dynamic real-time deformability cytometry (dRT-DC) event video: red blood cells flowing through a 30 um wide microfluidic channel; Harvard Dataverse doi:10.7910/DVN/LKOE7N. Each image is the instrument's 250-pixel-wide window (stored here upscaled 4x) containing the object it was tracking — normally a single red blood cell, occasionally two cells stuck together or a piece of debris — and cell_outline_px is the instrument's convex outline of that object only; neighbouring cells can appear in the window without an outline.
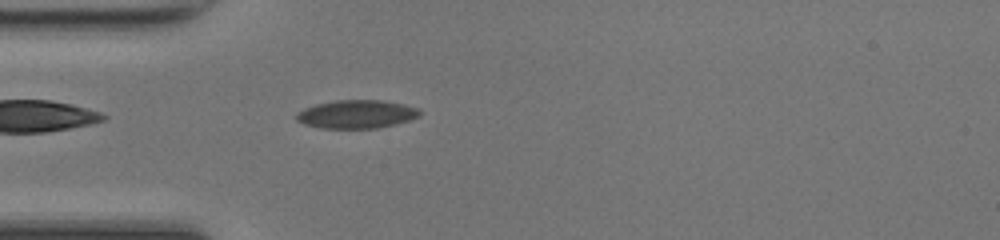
{"species": "common noctule bat (a hibernating species)", "species_latin": "Nyctalus noctula", "temperature_condition": "room temperature", "stored_images_in_passage": 36, "camera_frame_rate_fps": 3000, "um_per_image_px": 0.085, "animal": {"sex": "female", "body_mass_g": 17.0, "forearm_length_mm": 48.0}, "frame": {"image": 1, "passage_image": 2, "time_ms": 0.333, "image_size_px": [1000, 240], "cell_outline_px": [[420, 116], [408, 120], [376, 128], [320, 128], [304, 124], [296, 120], [296, 112], [304, 108], [316, 104], [336, 100], [380, 100], [404, 104], [420, 108]], "centroid_in_image_um": [30.28, 9.7], "position_along_channel_um": 54.7, "area_um2": 20.29}}
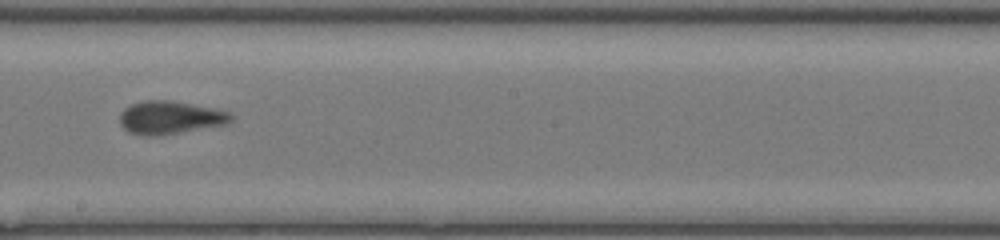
{"frame": {"image": 2, "passage_image": 15, "time_ms": 4.667, "image_size_px": [1000, 240], "cell_outline_px": [[232, 120], [228, 124], [160, 136], [148, 136], [128, 132], [120, 124], [120, 112], [124, 108], [132, 104], [144, 100], [172, 100], [212, 108], [228, 112], [232, 116]], "centroid_in_image_um": [14.44, 10.0], "position_along_channel_um": 233.8, "area_um2": 21.5}}
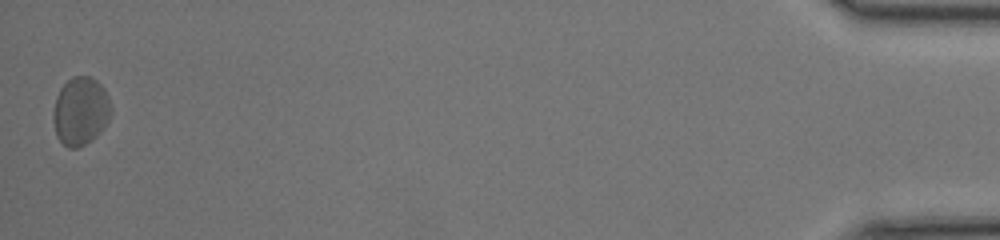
{"frame": {"image": 3, "passage_image": 36, "time_ms": 11.667, "image_size_px": [1000, 240], "cell_outline_px": [[112, 112], [104, 128], [92, 140], [76, 148], [68, 148], [56, 136], [52, 116], [52, 112], [56, 96], [60, 88], [72, 76], [88, 76], [96, 80], [100, 84], [112, 108]], "centroid_in_image_um": [6.82, 9.46], "position_along_channel_um": 428.4, "area_um2": 22.95}, "authors_computed_cell_mechanics": {"area_um2": 20.8369, "velocity_mm_per_s": 4.244, "shape_relaxation_time_tau1_ms": 5.5588, "shape_relaxation_time_tau2_ms": 2.5662, "deformation_change_tau1": 0.1254, "deformation_change_tau2": 0.0928}}